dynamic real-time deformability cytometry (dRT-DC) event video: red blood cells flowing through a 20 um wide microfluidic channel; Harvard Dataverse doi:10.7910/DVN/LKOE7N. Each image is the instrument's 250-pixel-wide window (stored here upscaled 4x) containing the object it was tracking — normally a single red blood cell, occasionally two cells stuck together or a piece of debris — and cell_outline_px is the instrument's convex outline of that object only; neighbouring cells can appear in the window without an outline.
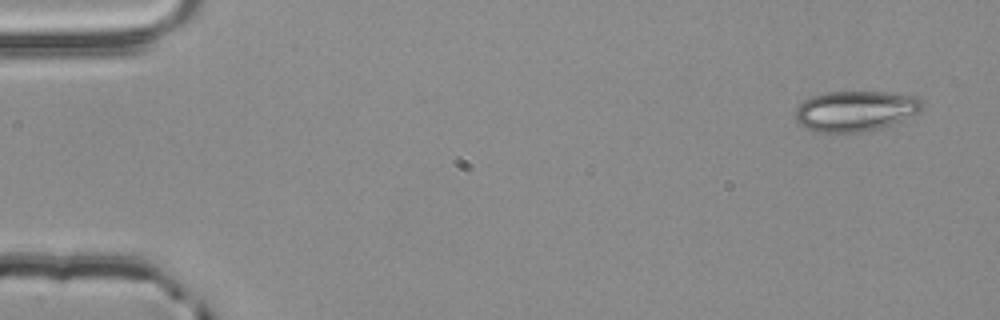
{"species": "common noctule bat (a hibernating species)", "species_latin": "Nyctalus noctula", "temperature_condition": "room temperature", "stored_images_in_passage": 4, "camera_frame_rate_fps": 3000, "um_per_image_px": 0.085, "animal": {"sex": "male", "body_mass_g": 20.4}, "frame": {"image": 1, "passage_image": 1, "time_ms": 0.0, "image_size_px": [1000, 320], "cell_outline_px": [[924, 104], [920, 112], [900, 120], [876, 128], [860, 132], [816, 132], [804, 128], [796, 120], [796, 108], [804, 100], [812, 96], [828, 92], [888, 92], [916, 96], [924, 100]], "centroid_in_image_um": [72.71, 9.42], "position_along_channel_um": 12.3, "area_um2": 29.71}}